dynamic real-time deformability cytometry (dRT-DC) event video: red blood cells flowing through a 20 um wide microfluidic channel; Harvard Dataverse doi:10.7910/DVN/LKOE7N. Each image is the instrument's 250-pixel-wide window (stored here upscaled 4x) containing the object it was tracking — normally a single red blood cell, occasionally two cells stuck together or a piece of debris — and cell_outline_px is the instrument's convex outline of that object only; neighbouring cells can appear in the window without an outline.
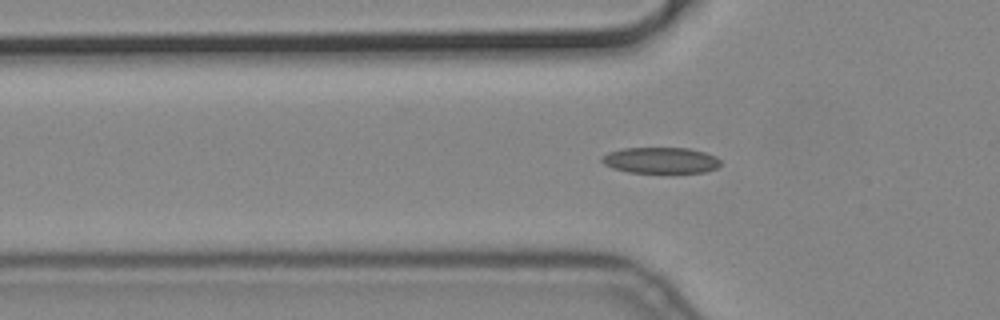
{"species": "common noctule bat (a hibernating species)", "species_latin": "Nyctalus noctula", "temperature_condition": "cold", "stored_images_in_passage": 37, "camera_frame_rate_fps": 3000, "um_per_image_px": 0.085, "animal": {"sex": "male", "body_mass_g": 19.2, "forearm_length_mm": 51.8}, "frame": {"image": 1, "passage_image": 6, "time_ms": 1.667, "image_size_px": [1000, 320], "cell_outline_px": [[720, 164], [716, 168], [704, 172], [628, 172], [612, 168], [604, 164], [600, 160], [600, 156], [608, 152], [620, 148], [688, 148], [704, 152], [716, 156], [720, 160]], "centroid_in_image_um": [56.11, 13.61], "position_along_channel_um": 69.7, "area_um2": 18.03}}
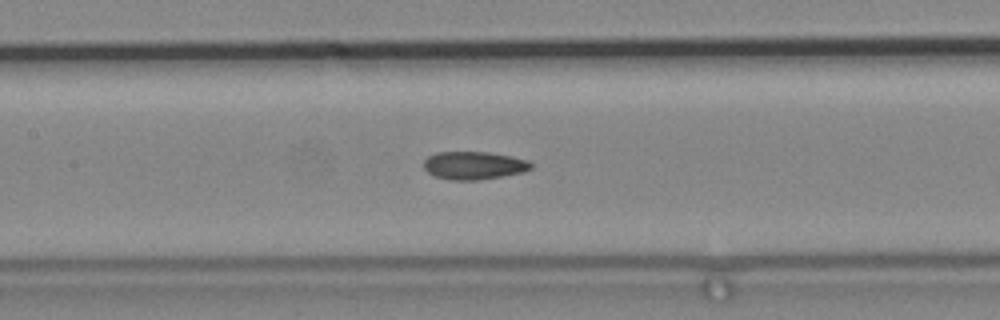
{"frame": {"image": 2, "passage_image": 14, "time_ms": 4.333, "image_size_px": [1000, 320], "cell_outline_px": [[532, 168], [524, 172], [504, 176], [480, 180], [452, 180], [436, 176], [428, 172], [424, 168], [424, 160], [428, 156], [436, 152], [488, 152], [528, 160], [532, 164]], "centroid_in_image_um": [40.29, 14.06], "position_along_channel_um": 167.1, "area_um2": 17.46}}
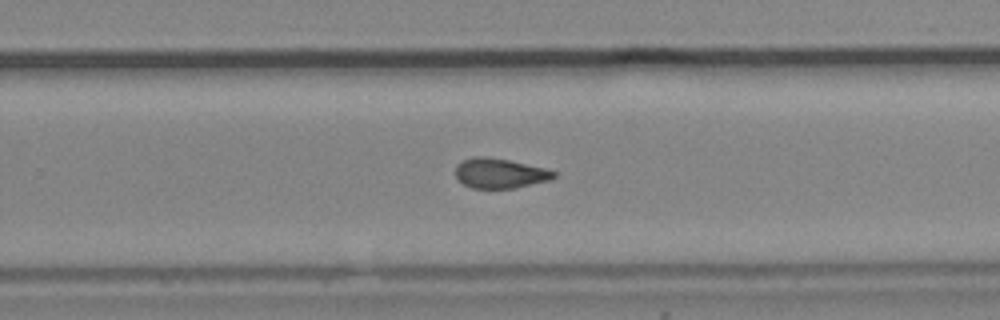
{"frame": {"image": 3, "passage_image": 24, "time_ms": 7.667, "image_size_px": [1000, 320], "cell_outline_px": [[556, 176], [552, 180], [516, 188], [472, 188], [456, 180], [456, 164], [460, 160], [472, 156], [488, 156], [508, 160], [544, 168], [556, 172]], "centroid_in_image_um": [42.46, 14.72], "position_along_channel_um": 287.3, "area_um2": 17.4}}